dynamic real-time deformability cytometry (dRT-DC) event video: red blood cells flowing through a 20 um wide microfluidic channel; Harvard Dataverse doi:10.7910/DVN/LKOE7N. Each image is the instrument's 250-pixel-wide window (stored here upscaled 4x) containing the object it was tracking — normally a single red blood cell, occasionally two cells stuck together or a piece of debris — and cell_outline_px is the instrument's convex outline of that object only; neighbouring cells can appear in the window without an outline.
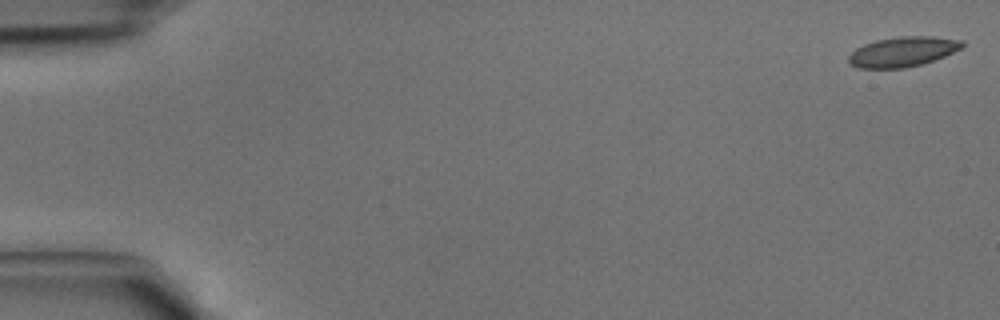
{"species": "common noctule bat (a hibernating species)", "species_latin": "Nyctalus noctula", "temperature_condition": "cold", "stored_images_in_passage": 5, "camera_frame_rate_fps": 3000, "um_per_image_px": 0.085, "animal": {"sex": "male", "body_mass_g": 15.6}, "frame": {"image": 1, "passage_image": 1, "time_ms": 0.0, "image_size_px": [1000, 320], "cell_outline_px": [[964, 44], [960, 48], [944, 56], [920, 64], [904, 68], [856, 68], [848, 60], [848, 56], [856, 48], [864, 44], [876, 40], [900, 36], [932, 36], [964, 40]], "centroid_in_image_um": [76.72, 4.38], "position_along_channel_um": 8.3, "area_um2": 19.65}}
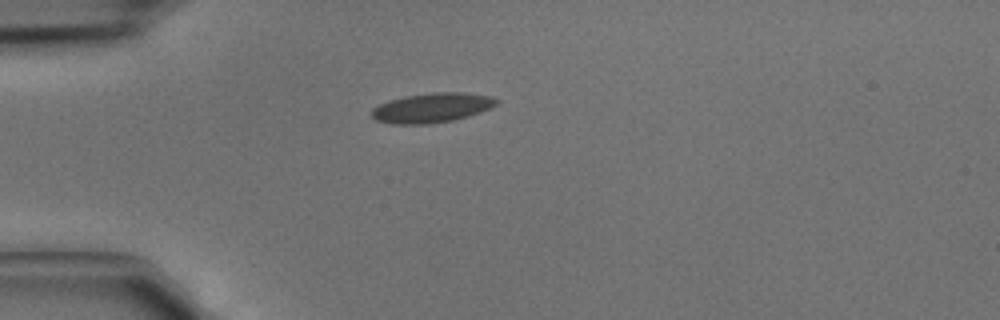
{"frame": {"image": 2, "passage_image": 4, "time_ms": 1.0, "image_size_px": [1000, 320], "cell_outline_px": [[500, 100], [496, 104], [480, 112], [468, 116], [452, 120], [424, 124], [392, 124], [376, 120], [368, 112], [372, 108], [388, 100], [404, 96], [432, 92], [464, 92], [492, 96]], "centroid_in_image_um": [36.68, 9.15], "position_along_channel_um": 48.3, "area_um2": 21.62}}